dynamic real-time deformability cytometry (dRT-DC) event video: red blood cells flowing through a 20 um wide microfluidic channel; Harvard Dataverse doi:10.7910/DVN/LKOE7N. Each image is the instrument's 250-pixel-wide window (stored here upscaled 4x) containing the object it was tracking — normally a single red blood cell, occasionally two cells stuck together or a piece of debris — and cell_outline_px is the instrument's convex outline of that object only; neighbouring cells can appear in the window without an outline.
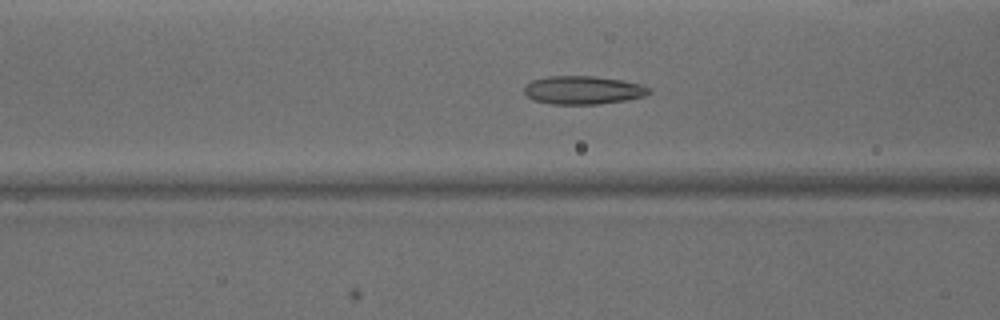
{"species": "common noctule bat (a hibernating species)", "species_latin": "Nyctalus noctula", "temperature_condition": "warm", "stored_images_in_passage": 35, "camera_frame_rate_fps": 3000, "um_per_image_px": 0.085, "animal": {"sex": "male", "body_mass_g": 15.6}, "frame": {"image": 1, "passage_image": 4, "time_ms": 1.0, "image_size_px": [1000, 320], "cell_outline_px": [[652, 92], [644, 96], [624, 100], [596, 104], [552, 104], [532, 100], [524, 92], [524, 84], [532, 80], [552, 76], [596, 76], [624, 80], [640, 84], [648, 88]], "centroid_in_image_um": [49.53, 7.65], "position_along_channel_um": 117.1, "area_um2": 20.58}}
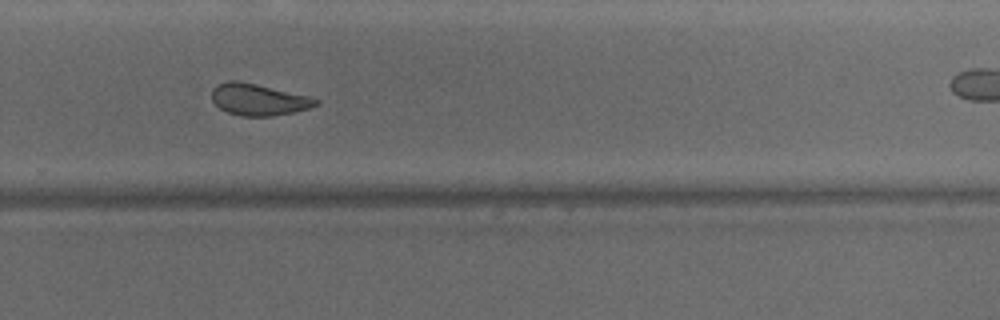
{"frame": {"image": 2, "passage_image": 18, "time_ms": 5.667, "image_size_px": [1000, 320], "cell_outline_px": [[320, 104], [308, 108], [292, 112], [272, 116], [240, 116], [228, 112], [220, 108], [212, 100], [212, 88], [216, 84], [228, 80], [236, 80], [256, 84], [312, 96], [320, 100]], "centroid_in_image_um": [21.98, 8.45], "position_along_channel_um": 307.8, "area_um2": 19.31}}
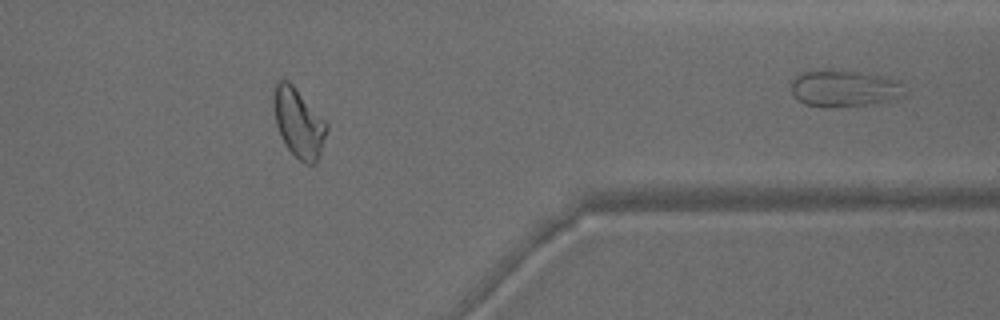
{"frame": {"image": 3, "passage_image": 25, "time_ms": 8.0, "image_size_px": [1000, 320], "cell_outline_px": [[328, 128], [316, 164], [304, 164], [284, 144], [280, 136], [276, 124], [272, 108], [272, 84], [276, 80], [288, 80], [296, 88], [328, 124]], "centroid_in_image_um": [25.32, 10.39], "position_along_channel_um": 386.1, "area_um2": 21.62}}